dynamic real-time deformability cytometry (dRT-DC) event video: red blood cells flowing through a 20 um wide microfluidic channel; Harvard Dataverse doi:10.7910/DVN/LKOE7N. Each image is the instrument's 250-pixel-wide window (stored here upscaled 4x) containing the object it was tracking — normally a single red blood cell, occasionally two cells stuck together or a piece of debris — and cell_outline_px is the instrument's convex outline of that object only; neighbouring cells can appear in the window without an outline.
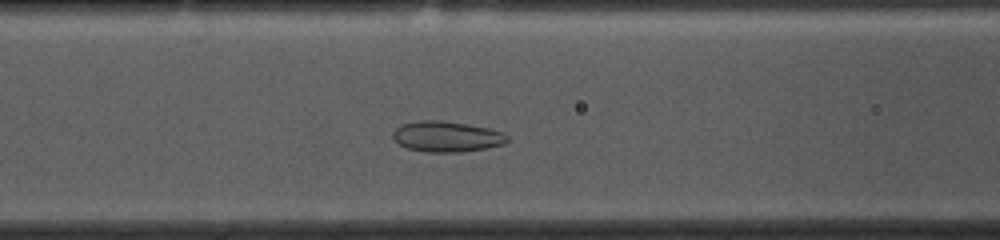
{"species": "common noctule bat (a hibernating species)", "species_latin": "Nyctalus noctula", "temperature_condition": "cold", "stored_images_in_passage": 39, "camera_frame_rate_fps": 3000, "um_per_image_px": 0.085, "animal": {"sex": "female", "body_mass_g": 10.0, "forearm_length_mm": 53.1}, "frame": {"image": 1, "passage_image": 15, "time_ms": 4.667, "image_size_px": [1000, 240], "cell_outline_px": [[508, 140], [504, 144], [484, 148], [460, 152], [424, 152], [408, 148], [400, 144], [392, 136], [392, 132], [400, 124], [420, 120], [440, 120], [488, 128], [504, 132], [508, 136]], "centroid_in_image_um": [37.95, 11.6], "position_along_channel_um": 128.6, "area_um2": 20.35}}
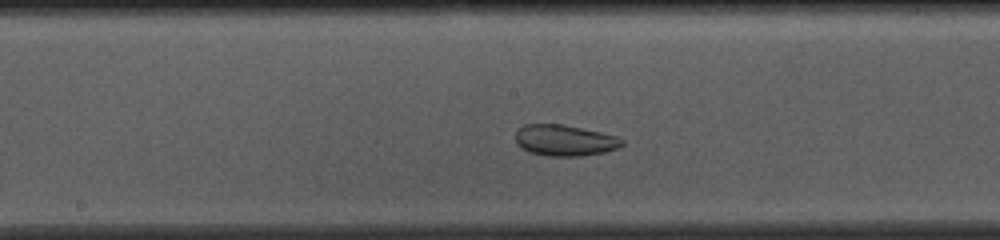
{"frame": {"image": 2, "passage_image": 21, "time_ms": 6.667, "image_size_px": [1000, 240], "cell_outline_px": [[624, 144], [620, 148], [604, 152], [580, 156], [548, 156], [532, 152], [516, 144], [516, 132], [524, 124], [560, 124], [600, 132], [616, 136], [624, 140]], "centroid_in_image_um": [48.03, 11.93], "position_along_channel_um": 200.2, "area_um2": 19.13}}
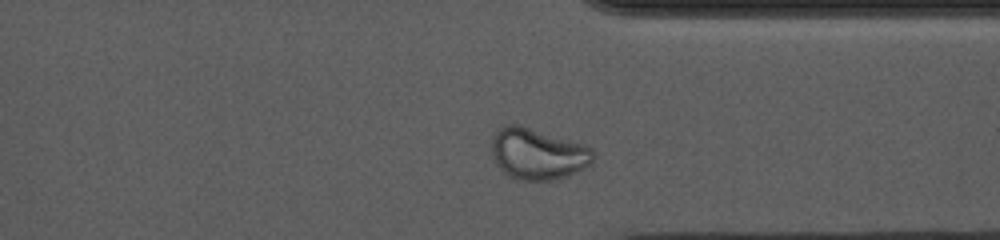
{"frame": {"image": 3, "passage_image": 35, "time_ms": 11.333, "image_size_px": [1000, 240], "cell_outline_px": [[592, 160], [584, 168], [568, 176], [548, 180], [520, 180], [504, 172], [496, 164], [492, 156], [488, 144], [492, 136], [504, 124], [520, 124], [584, 144], [592, 148]], "centroid_in_image_um": [45.64, 13.05], "position_along_channel_um": 365.8, "area_um2": 30.46}}